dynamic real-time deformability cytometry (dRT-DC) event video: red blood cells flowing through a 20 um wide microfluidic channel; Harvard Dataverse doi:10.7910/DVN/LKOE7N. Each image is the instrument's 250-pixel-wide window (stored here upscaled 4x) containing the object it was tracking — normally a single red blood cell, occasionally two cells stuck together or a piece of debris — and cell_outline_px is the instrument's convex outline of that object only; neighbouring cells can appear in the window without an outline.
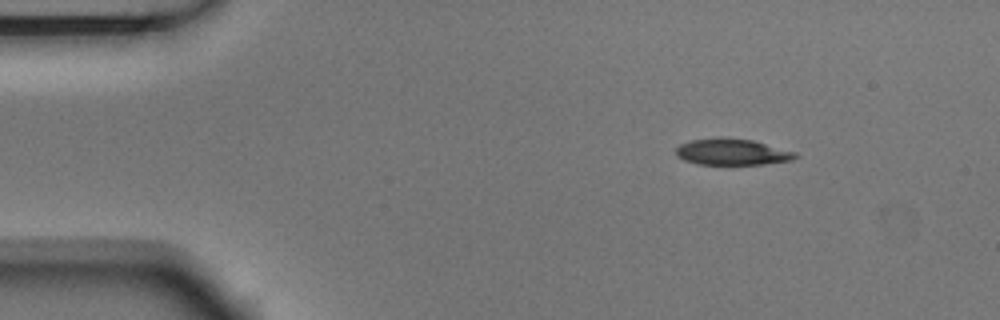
{"species": "Egyptian fruit bat (a non-hibernating species)", "species_latin": "Rousettus aegyptiacus", "temperature_condition": "room temperature", "stored_images_in_passage": 3, "camera_frame_rate_fps": 3000, "um_per_image_px": 0.085, "animal": {"sex": "male"}, "frame": {"image": 1, "passage_image": 1, "time_ms": 0.0, "image_size_px": [1000, 320], "cell_outline_px": [[800, 156], [792, 160], [764, 164], [700, 164], [684, 160], [676, 156], [676, 148], [680, 144], [692, 140], [720, 136], [752, 140], [796, 152]], "centroid_in_image_um": [62.23, 12.9], "position_along_channel_um": 22.8, "area_um2": 18.38}}